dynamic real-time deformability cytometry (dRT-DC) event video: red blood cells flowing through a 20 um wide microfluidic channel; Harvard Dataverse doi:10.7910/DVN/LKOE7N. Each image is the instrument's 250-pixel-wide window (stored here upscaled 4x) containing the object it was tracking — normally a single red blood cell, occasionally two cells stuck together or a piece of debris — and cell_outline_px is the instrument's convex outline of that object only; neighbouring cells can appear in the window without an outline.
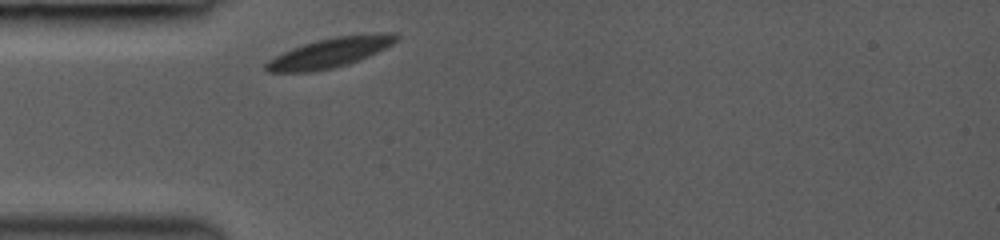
{"species": "common noctule bat (a hibernating species)", "species_latin": "Nyctalus noctula", "temperature_condition": "room temperature", "stored_images_in_passage": 1, "camera_frame_rate_fps": 3000, "um_per_image_px": 0.085, "animal": {"sex": "female", "body_mass_g": 19.0, "forearm_length_mm": 53.3}, "frame": {"image": 1, "passage_image": 1, "time_ms": 0.0, "image_size_px": [1000, 240], "cell_outline_px": [[400, 36], [392, 44], [360, 60], [348, 64], [316, 72], [268, 72], [264, 68], [264, 64], [268, 60], [292, 48], [316, 40], [336, 36], [384, 32], [392, 32]], "centroid_in_image_um": [28.04, 4.48], "position_along_channel_um": 57.0, "area_um2": 22.54}}